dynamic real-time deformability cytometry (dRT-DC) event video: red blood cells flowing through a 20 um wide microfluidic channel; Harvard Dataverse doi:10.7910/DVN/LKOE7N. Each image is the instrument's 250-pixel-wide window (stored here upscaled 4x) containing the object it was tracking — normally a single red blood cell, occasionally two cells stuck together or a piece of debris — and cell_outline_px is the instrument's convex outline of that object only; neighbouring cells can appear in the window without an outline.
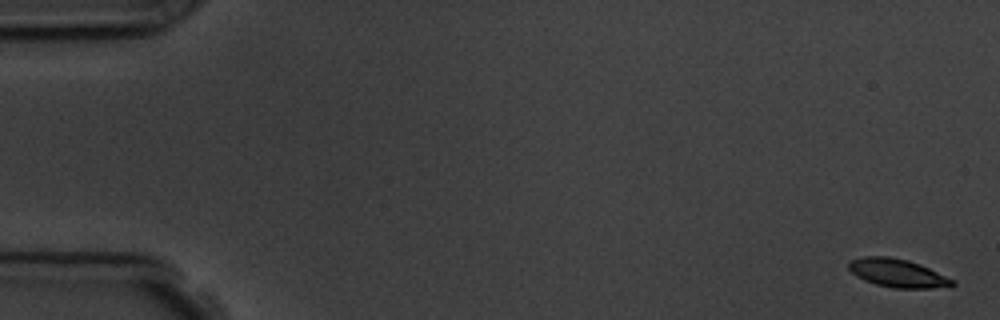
{"species": "common noctule bat (a hibernating species)", "species_latin": "Nyctalus noctula", "temperature_condition": "room temperature", "stored_images_in_passage": 9, "camera_frame_rate_fps": 3000, "um_per_image_px": 0.085, "animal": {"sex": "male", "body_mass_g": 19.5, "forearm_length_mm": 54.6}, "frame": {"image": 1, "passage_image": 1, "time_ms": 0.0, "image_size_px": [1000, 320], "cell_outline_px": [[956, 284], [952, 288], [892, 288], [876, 284], [864, 280], [856, 276], [848, 268], [848, 260], [864, 256], [888, 256], [908, 260], [920, 264], [956, 280]], "centroid_in_image_um": [76.34, 23.22], "position_along_channel_um": 8.7, "area_um2": 17.46}}
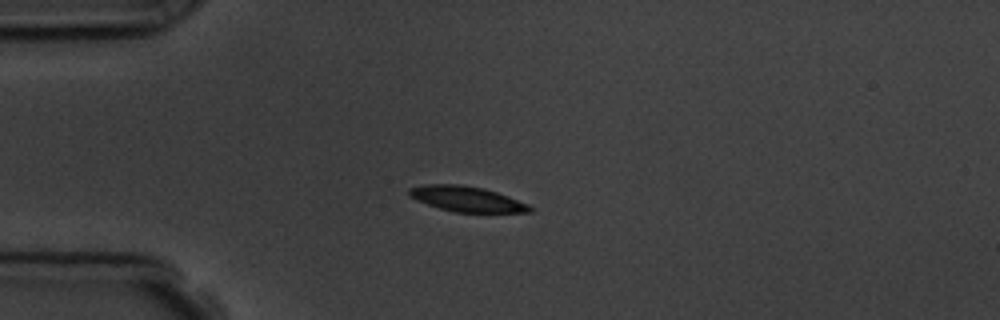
{"frame": {"image": 2, "passage_image": 4, "time_ms": 4.333, "image_size_px": [1000, 320], "cell_outline_px": [[532, 212], [456, 212], [440, 208], [428, 204], [408, 196], [408, 188], [424, 184], [460, 184], [484, 188], [508, 196], [528, 204], [532, 208]], "centroid_in_image_um": [39.65, 16.9], "position_along_channel_um": 45.3, "area_um2": 17.69}}